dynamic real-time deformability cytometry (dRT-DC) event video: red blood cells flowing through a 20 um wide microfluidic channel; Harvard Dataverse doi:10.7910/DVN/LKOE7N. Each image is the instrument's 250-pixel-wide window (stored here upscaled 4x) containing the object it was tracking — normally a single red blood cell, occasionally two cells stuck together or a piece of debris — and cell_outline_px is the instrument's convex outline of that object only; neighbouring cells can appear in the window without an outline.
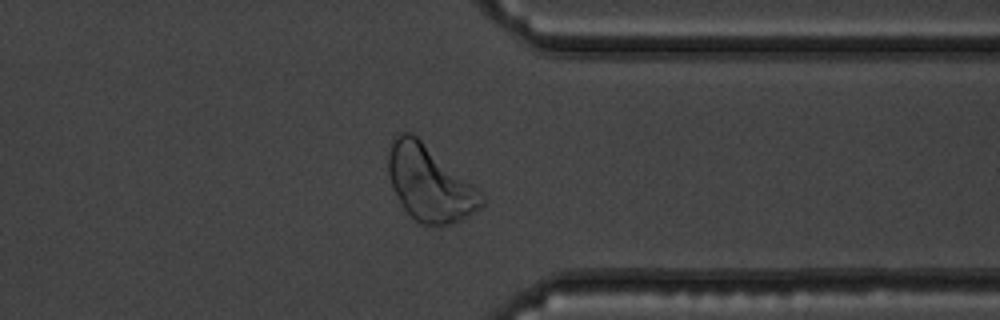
{"species": "common noctule bat (a hibernating species)", "species_latin": "Nyctalus noctula", "temperature_condition": "warm", "stored_images_in_passage": 41, "camera_frame_rate_fps": 3000, "um_per_image_px": 0.085, "animal": {"sex": "male", "body_mass_g": 19.5, "forearm_length_mm": 54.6}, "frame": {"image": 1, "passage_image": 30, "time_ms": 9.667, "image_size_px": [1000, 320], "cell_outline_px": [[484, 204], [480, 208], [468, 216], [460, 220], [448, 224], [424, 224], [416, 220], [404, 208], [392, 188], [388, 176], [388, 156], [392, 136], [400, 132], [412, 132], [476, 188], [480, 192], [484, 200]], "centroid_in_image_um": [36.46, 15.56], "position_along_channel_um": 374.9, "area_um2": 40.29}}